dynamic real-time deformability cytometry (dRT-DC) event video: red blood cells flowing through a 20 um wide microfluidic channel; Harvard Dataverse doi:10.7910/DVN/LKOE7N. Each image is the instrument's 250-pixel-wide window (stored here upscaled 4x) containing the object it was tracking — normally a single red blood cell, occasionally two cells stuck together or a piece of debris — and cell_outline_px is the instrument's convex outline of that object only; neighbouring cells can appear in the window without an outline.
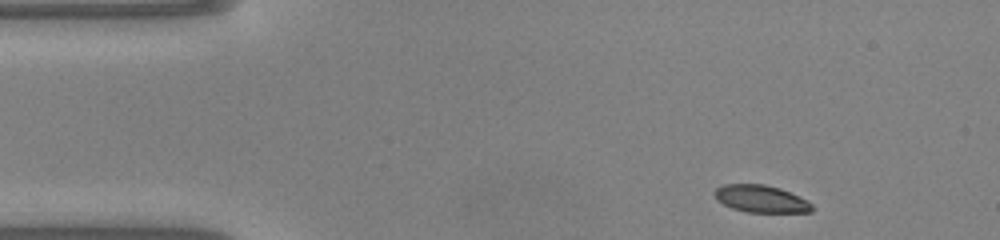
{"species": "common noctule bat (a hibernating species)", "species_latin": "Nyctalus noctula", "temperature_condition": "warm", "stored_images_in_passage": 44, "camera_frame_rate_fps": 3000, "um_per_image_px": 0.085, "animal": {"sex": "male", "body_mass_g": 20.0, "forearm_length_mm": 53.3}, "frame": {"image": 1, "passage_image": 1, "time_ms": 0.0, "image_size_px": [1000, 240], "cell_outline_px": [[816, 208], [812, 212], [748, 212], [732, 208], [716, 200], [712, 192], [716, 188], [724, 184], [764, 184], [780, 188], [808, 200]], "centroid_in_image_um": [64.69, 16.9], "position_along_channel_um": 20.3, "area_um2": 15.66}}
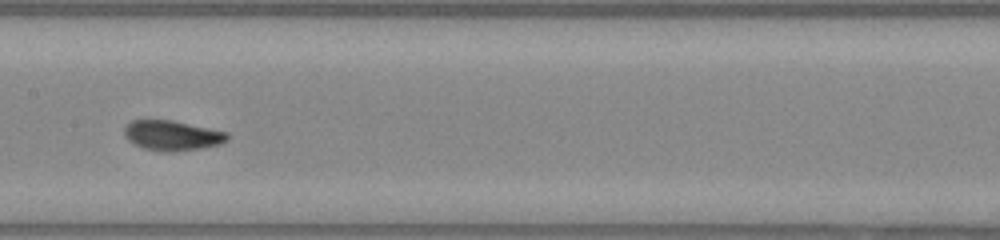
{"frame": {"image": 2, "passage_image": 19, "time_ms": 6.0, "image_size_px": [1000, 240], "cell_outline_px": [[228, 140], [220, 144], [200, 148], [172, 152], [164, 152], [144, 148], [128, 140], [124, 136], [124, 128], [132, 120], [148, 116], [172, 120], [228, 132]], "centroid_in_image_um": [14.58, 11.47], "position_along_channel_um": 192.8, "area_um2": 18.5}}
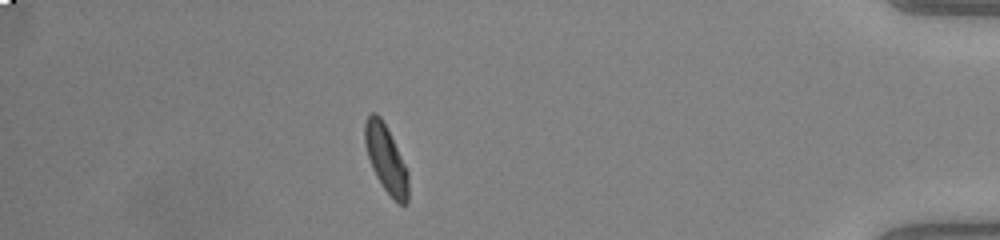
{"frame": {"image": 3, "passage_image": 38, "time_ms": 12.333, "image_size_px": [1000, 240], "cell_outline_px": [[408, 200], [404, 204], [396, 204], [384, 188], [376, 176], [372, 168], [364, 144], [364, 124], [368, 116], [372, 112], [376, 112], [380, 116], [408, 172]], "centroid_in_image_um": [32.79, 13.53], "position_along_channel_um": 402.4, "area_um2": 16.7}, "authors_computed_cell_mechanics": {"area_um2": 17.051, "velocity_mm_per_s": 4.1052, "shape_relaxation_time_tau1_ms": 2.2992, "shape_relaxation_time_tau2_ms": 2.5444, "deformation_change_tau1": 0.1362, "deformation_change_tau2": 0.0443}}